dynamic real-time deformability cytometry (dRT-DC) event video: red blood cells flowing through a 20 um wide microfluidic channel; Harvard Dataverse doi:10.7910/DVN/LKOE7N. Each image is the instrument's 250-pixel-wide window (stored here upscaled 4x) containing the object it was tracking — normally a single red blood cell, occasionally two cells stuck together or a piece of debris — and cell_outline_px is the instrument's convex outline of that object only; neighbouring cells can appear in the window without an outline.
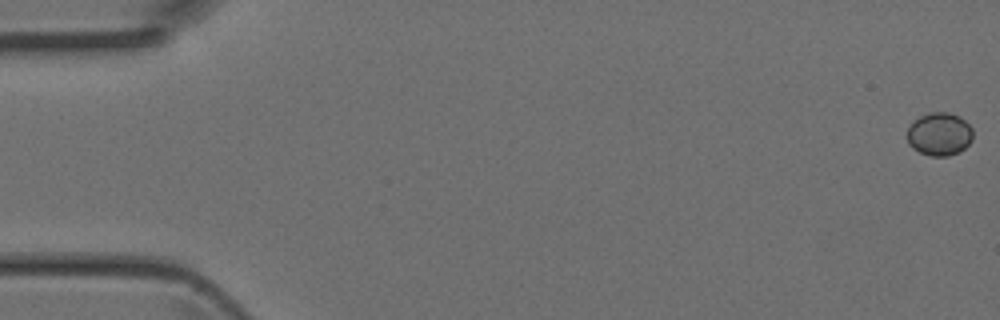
{"species": "Egyptian fruit bat (a non-hibernating species)", "species_latin": "Rousettus aegyptiacus", "temperature_condition": "room temperature", "stored_images_in_passage": 4, "camera_frame_rate_fps": 3000, "um_per_image_px": 0.085, "animal": {"sex": "female"}, "frame": {"image": 1, "passage_image": 1, "time_ms": 0.0, "image_size_px": [1000, 320], "cell_outline_px": [[972, 140], [960, 152], [948, 156], [932, 156], [920, 152], [912, 148], [908, 144], [908, 128], [920, 116], [928, 112], [948, 112], [960, 116], [972, 128]], "centroid_in_image_um": [79.86, 11.4], "position_along_channel_um": 5.1, "area_um2": 16.47}}